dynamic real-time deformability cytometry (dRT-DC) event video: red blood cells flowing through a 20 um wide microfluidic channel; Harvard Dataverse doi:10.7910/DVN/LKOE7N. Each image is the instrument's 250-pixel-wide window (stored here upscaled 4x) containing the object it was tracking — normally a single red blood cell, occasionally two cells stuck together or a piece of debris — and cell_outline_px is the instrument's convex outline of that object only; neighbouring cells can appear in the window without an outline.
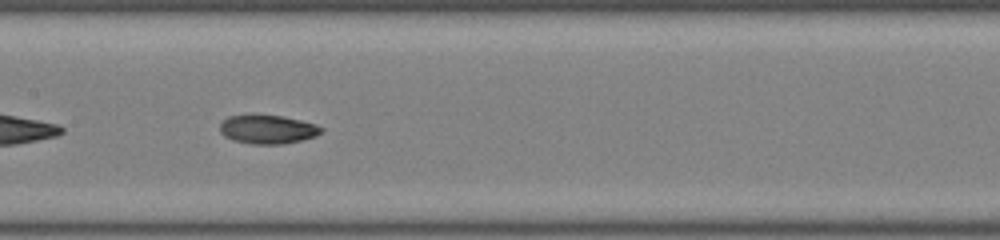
{"species": "common noctule bat (a hibernating species)", "species_latin": "Nyctalus noctula", "temperature_condition": "room temperature", "stored_images_in_passage": 38, "camera_frame_rate_fps": 3000, "um_per_image_px": 0.085, "animal": {"sex": "male", "body_mass_g": 19.0, "forearm_length_mm": 50.8}, "frame": {"image": 1, "passage_image": 12, "time_ms": 3.667, "image_size_px": [1000, 240], "cell_outline_px": [[324, 132], [316, 136], [284, 144], [252, 144], [232, 140], [224, 136], [220, 132], [220, 124], [228, 116], [252, 112], [280, 116], [300, 120], [316, 124], [324, 128]], "centroid_in_image_um": [22.73, 10.96], "position_along_channel_um": 184.7, "area_um2": 17.57}, "authors_computed_cell_mechanics": {"area_um2": 17.1377, "velocity_mm_per_s": 4.0111, "shape_relaxation_time_tau1_ms": 5.114, "shape_relaxation_time_tau2_ms": 2.5471, "deformation_change_tau1": 0.1767, "deformation_change_tau2": 0.0719}}